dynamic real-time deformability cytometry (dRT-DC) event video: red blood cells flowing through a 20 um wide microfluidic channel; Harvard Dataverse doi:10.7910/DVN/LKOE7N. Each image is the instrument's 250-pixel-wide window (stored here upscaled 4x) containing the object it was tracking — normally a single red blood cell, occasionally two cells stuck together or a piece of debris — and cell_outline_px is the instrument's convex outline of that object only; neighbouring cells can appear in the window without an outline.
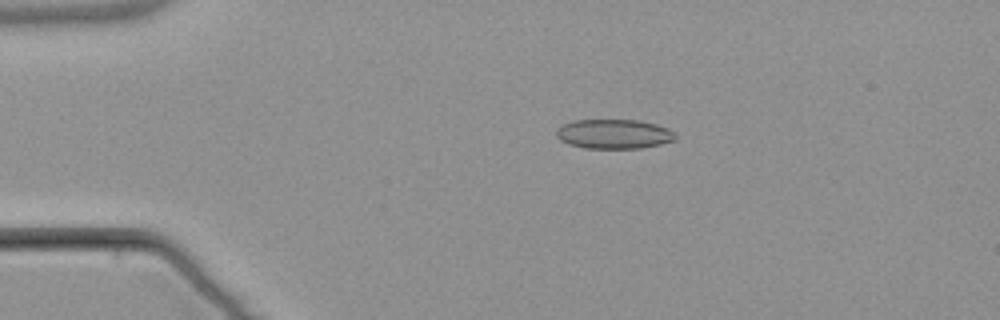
{"species": "common noctule bat (a hibernating species)", "species_latin": "Nyctalus noctula", "temperature_condition": "warm", "stored_images_in_passage": 6, "camera_frame_rate_fps": 3000, "um_per_image_px": 0.085, "animal": {"sex": "male", "body_mass_g": 21.5, "forearm_length_mm": 52.0}, "frame": {"image": 1, "passage_image": 4, "time_ms": 3.667, "image_size_px": [1000, 320], "cell_outline_px": [[676, 140], [660, 144], [640, 148], [584, 148], [568, 144], [560, 140], [556, 136], [556, 128], [572, 120], [640, 120], [656, 124], [668, 128], [676, 132]], "centroid_in_image_um": [52.19, 11.38], "position_along_channel_um": 32.8, "area_um2": 20.63}}
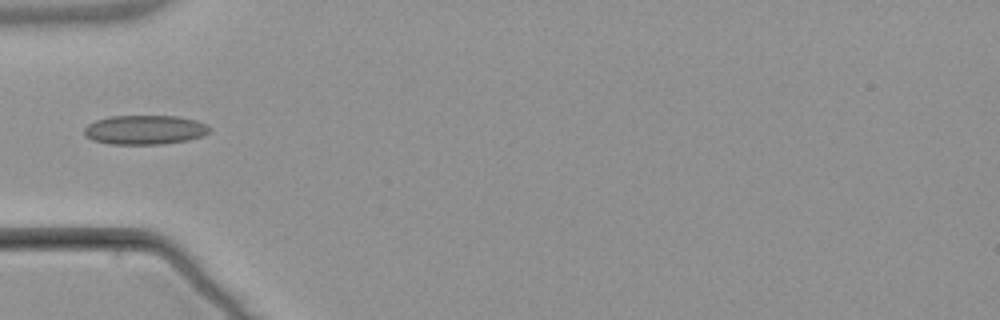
{"frame": {"image": 2, "passage_image": 6, "time_ms": 6.0, "image_size_px": [1000, 320], "cell_outline_px": [[212, 132], [204, 136], [188, 140], [164, 144], [108, 144], [92, 140], [84, 136], [84, 128], [88, 124], [96, 120], [108, 116], [176, 116], [196, 120], [208, 124], [212, 128]], "centroid_in_image_um": [12.35, 11.04], "position_along_channel_um": 72.7, "area_um2": 21.79}}